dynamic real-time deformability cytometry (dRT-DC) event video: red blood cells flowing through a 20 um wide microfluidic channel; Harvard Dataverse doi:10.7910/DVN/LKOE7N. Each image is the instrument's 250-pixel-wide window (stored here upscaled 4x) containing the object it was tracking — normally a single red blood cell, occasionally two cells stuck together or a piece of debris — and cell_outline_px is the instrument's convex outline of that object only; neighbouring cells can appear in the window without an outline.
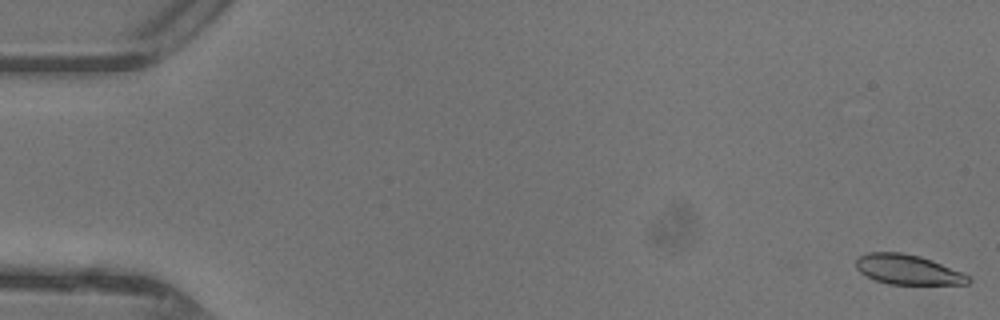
{"species": "common noctule bat (a hibernating species)", "species_latin": "Nyctalus noctula", "temperature_condition": "warm", "stored_images_in_passage": 4, "camera_frame_rate_fps": 3000, "um_per_image_px": 0.085, "animal": {"sex": "female"}, "frame": {"image": 1, "passage_image": 1, "time_ms": 0.0, "image_size_px": [1000, 320], "cell_outline_px": [[972, 280], [968, 284], [888, 284], [876, 280], [860, 272], [856, 268], [856, 260], [860, 256], [868, 252], [900, 252], [920, 256], [932, 260], [960, 272], [968, 276]], "centroid_in_image_um": [77.15, 22.91], "position_along_channel_um": 7.9, "area_um2": 19.31}}